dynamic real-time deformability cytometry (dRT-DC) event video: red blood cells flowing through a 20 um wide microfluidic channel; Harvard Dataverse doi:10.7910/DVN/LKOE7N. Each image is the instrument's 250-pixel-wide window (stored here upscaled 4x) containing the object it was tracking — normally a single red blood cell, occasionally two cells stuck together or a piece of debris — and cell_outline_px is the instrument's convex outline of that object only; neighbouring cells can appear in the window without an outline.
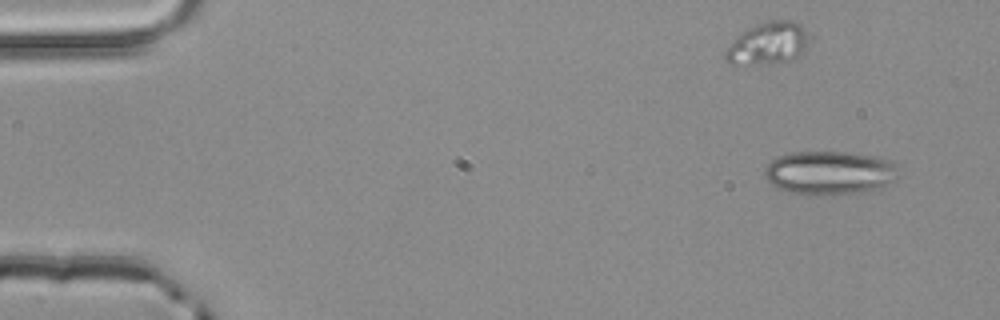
{"species": "common noctule bat (a hibernating species)", "species_latin": "Nyctalus noctula", "temperature_condition": "room temperature", "stored_images_in_passage": 3, "camera_frame_rate_fps": 3000, "um_per_image_px": 0.085, "animal": {"sex": "male", "body_mass_g": 20.4}, "frame": {"image": 1, "passage_image": 1, "time_ms": 0.0, "image_size_px": [1000, 320], "cell_outline_px": [[904, 176], [888, 184], [860, 192], [832, 196], [804, 196], [788, 192], [776, 188], [764, 176], [764, 172], [768, 164], [772, 160], [780, 156], [792, 152], [844, 152], [872, 156], [892, 160], [896, 164]], "centroid_in_image_um": [70.55, 14.72], "position_along_channel_um": 14.4, "area_um2": 34.8}}
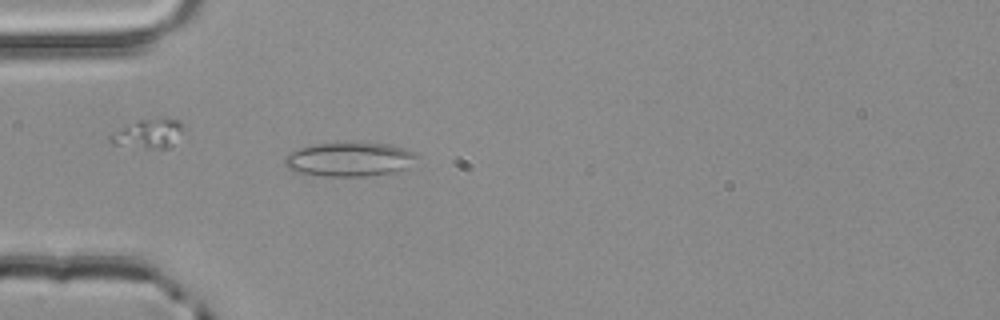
{"frame": {"image": 2, "passage_image": 3, "time_ms": 0.667, "image_size_px": [1000, 320], "cell_outline_px": [[420, 156], [408, 168], [392, 172], [364, 176], [324, 176], [292, 172], [284, 164], [284, 156], [296, 148], [312, 144], [388, 144], [404, 148], [416, 152]], "centroid_in_image_um": [29.68, 13.56], "position_along_channel_um": 55.3, "area_um2": 26.24}}